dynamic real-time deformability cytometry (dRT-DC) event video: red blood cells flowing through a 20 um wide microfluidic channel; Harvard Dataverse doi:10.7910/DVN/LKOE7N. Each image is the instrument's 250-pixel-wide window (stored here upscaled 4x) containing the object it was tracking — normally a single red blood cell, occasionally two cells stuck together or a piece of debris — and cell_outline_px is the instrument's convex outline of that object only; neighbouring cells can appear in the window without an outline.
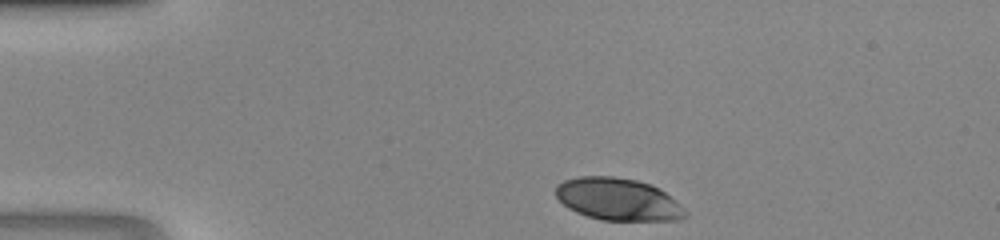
{"species": "human", "species_latin": "Homo sapiens", "temperature_condition": "room temperature", "stored_images_in_passage": 38, "camera_frame_rate_fps": 3000, "um_per_image_px": 0.085, "donor": {"sex": "male"}, "frame": {"image": 1, "passage_image": 1, "time_ms": 0.0, "image_size_px": [1000, 240], "cell_outline_px": [[688, 216], [676, 220], [600, 220], [576, 212], [568, 208], [556, 196], [556, 184], [564, 180], [580, 176], [612, 176], [636, 180], [648, 184], [664, 192], [688, 212]], "centroid_in_image_um": [52.5, 16.94], "position_along_channel_um": 32.5, "area_um2": 31.62}}
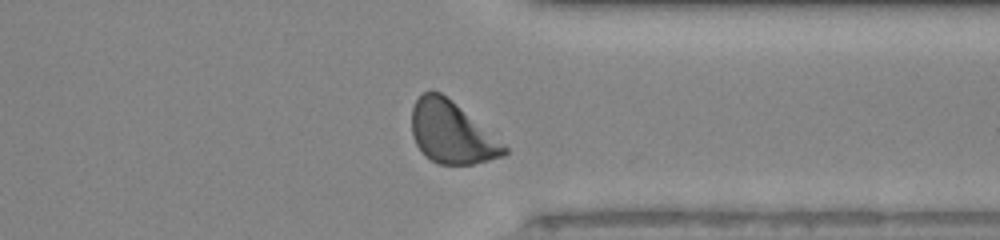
{"frame": {"image": 2, "passage_image": 28, "time_ms": 9.0, "image_size_px": [1000, 240], "cell_outline_px": [[508, 152], [504, 156], [472, 164], [440, 164], [424, 156], [416, 144], [412, 136], [412, 108], [416, 100], [424, 92], [440, 92], [456, 104], [504, 144], [508, 148]], "centroid_in_image_um": [38.37, 11.29], "position_along_channel_um": 373.0, "area_um2": 32.83}}
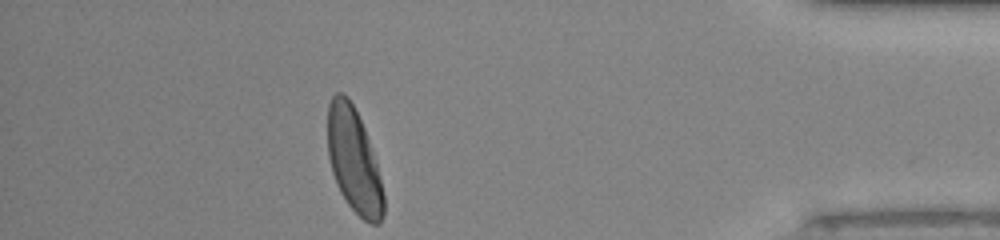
{"frame": {"image": 3, "passage_image": 33, "time_ms": 10.667, "image_size_px": [1000, 240], "cell_outline_px": [[384, 216], [380, 224], [368, 224], [348, 204], [340, 192], [336, 184], [332, 172], [328, 156], [328, 104], [332, 96], [336, 92], [344, 92], [348, 96], [364, 128], [376, 164], [384, 196]], "centroid_in_image_um": [30.06, 13.66], "position_along_channel_um": 405.1, "area_um2": 33.81}}